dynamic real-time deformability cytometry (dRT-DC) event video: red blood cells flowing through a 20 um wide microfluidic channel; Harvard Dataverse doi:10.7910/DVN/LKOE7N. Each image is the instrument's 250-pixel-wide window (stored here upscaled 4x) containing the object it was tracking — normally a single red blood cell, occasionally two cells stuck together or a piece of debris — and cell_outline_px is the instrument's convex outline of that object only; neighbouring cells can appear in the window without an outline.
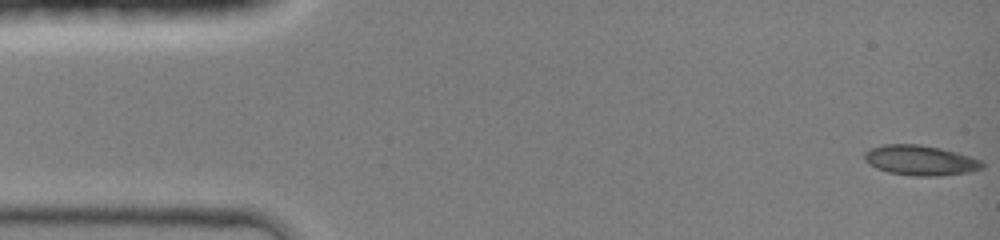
{"species": "common noctule bat (a hibernating species)", "species_latin": "Nyctalus noctula", "temperature_condition": "room temperature", "stored_images_in_passage": 45, "camera_frame_rate_fps": 3000, "um_per_image_px": 0.085, "animal": {"sex": "female", "body_mass_g": 19.0, "forearm_length_mm": 51.5}, "frame": {"image": 1, "passage_image": 1, "time_ms": 0.0, "image_size_px": [1000, 240], "cell_outline_px": [[984, 168], [968, 172], [936, 176], [912, 176], [888, 172], [876, 168], [868, 164], [864, 160], [864, 152], [872, 148], [884, 144], [920, 144], [940, 148], [956, 152], [980, 160], [984, 164]], "centroid_in_image_um": [78.2, 13.63], "position_along_channel_um": 6.8, "area_um2": 20.63}}
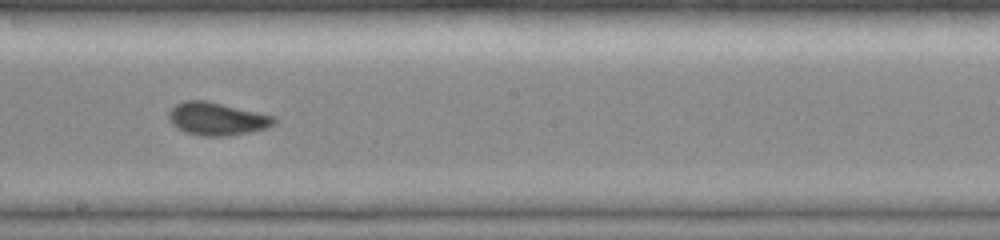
{"frame": {"image": 2, "passage_image": 25, "time_ms": 8.0, "image_size_px": [1000, 240], "cell_outline_px": [[276, 124], [268, 128], [252, 132], [228, 136], [200, 136], [184, 132], [176, 128], [168, 120], [168, 112], [176, 104], [184, 100], [208, 100], [276, 116]], "centroid_in_image_um": [18.45, 10.1], "position_along_channel_um": 229.7, "area_um2": 20.69}}
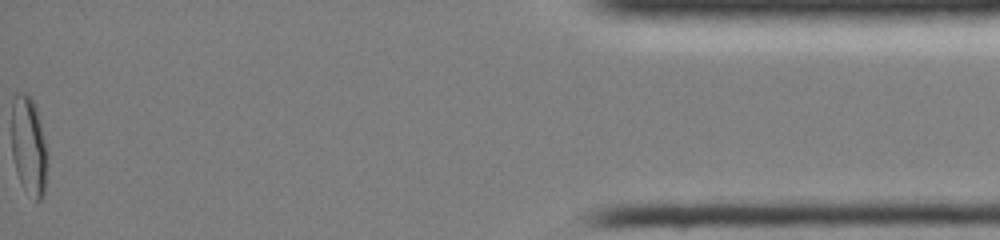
{"frame": {"image": 3, "passage_image": 45, "time_ms": 14.667, "image_size_px": [1000, 240], "cell_outline_px": [[48, 156], [44, 196], [40, 200], [36, 200], [20, 184], [16, 172], [12, 156], [12, 100], [20, 92], [28, 92], [32, 96], [36, 108], [48, 152]], "centroid_in_image_um": [2.45, 12.4], "position_along_channel_um": 432.7, "area_um2": 20.87}}